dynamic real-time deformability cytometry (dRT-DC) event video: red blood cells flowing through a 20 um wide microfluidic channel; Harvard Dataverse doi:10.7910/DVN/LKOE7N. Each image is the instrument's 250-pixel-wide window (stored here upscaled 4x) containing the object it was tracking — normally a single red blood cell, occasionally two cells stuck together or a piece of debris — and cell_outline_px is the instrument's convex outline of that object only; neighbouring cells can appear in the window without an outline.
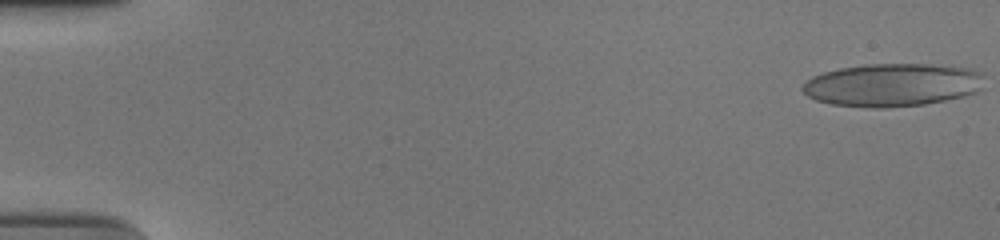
{"species": "human", "species_latin": "Homo sapiens", "temperature_condition": "cold", "stored_images_in_passage": 55, "camera_frame_rate_fps": 3000, "um_per_image_px": 0.085, "donor": {"sex": "male"}, "frame": {"image": 1, "passage_image": 1, "time_ms": 0.0, "image_size_px": [1000, 240], "cell_outline_px": [[980, 88], [976, 92], [944, 100], [924, 104], [884, 108], [876, 108], [832, 104], [816, 100], [808, 96], [800, 88], [812, 76], [824, 72], [840, 68], [864, 64], [928, 64], [968, 68], [976, 72], [980, 76]], "centroid_in_image_um": [75.77, 7.22], "position_along_channel_um": 9.2, "area_um2": 44.97}}
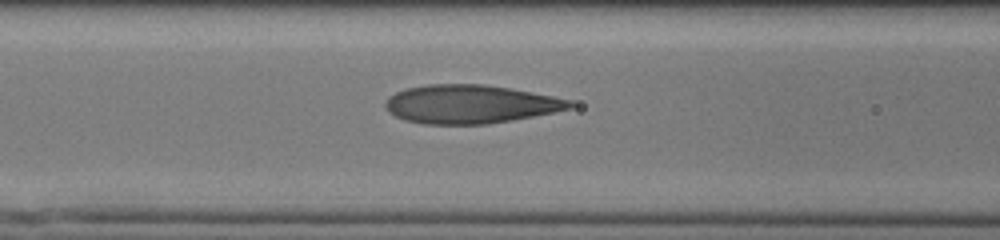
{"frame": {"image": 2, "passage_image": 24, "time_ms": 7.667, "image_size_px": [1000, 240], "cell_outline_px": [[576, 104], [572, 108], [512, 120], [488, 124], [424, 124], [404, 120], [396, 116], [384, 104], [388, 96], [396, 92], [408, 88], [428, 84], [484, 84], [508, 88], [552, 96], [572, 100]], "centroid_in_image_um": [39.98, 8.85], "position_along_channel_um": 126.6, "area_um2": 41.15}}
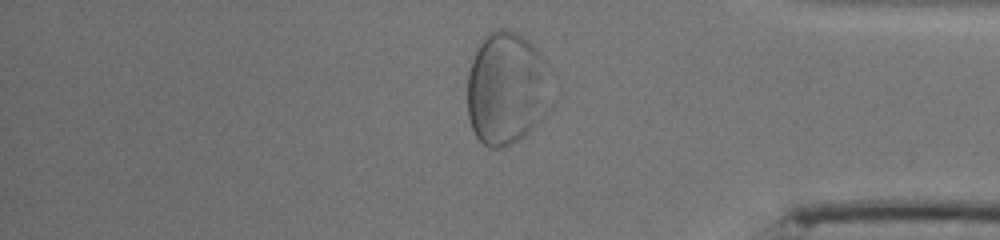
{"frame": {"image": 3, "passage_image": 47, "time_ms": 15.333, "image_size_px": [1000, 240], "cell_outline_px": [[556, 100], [552, 108], [524, 136], [512, 144], [500, 148], [488, 148], [476, 136], [472, 128], [468, 116], [468, 72], [472, 60], [480, 44], [492, 32], [500, 28], [508, 28], [516, 32], [528, 40], [540, 52], [556, 72]], "centroid_in_image_um": [43.21, 7.53], "position_along_channel_um": 392.0, "area_um2": 57.4}}